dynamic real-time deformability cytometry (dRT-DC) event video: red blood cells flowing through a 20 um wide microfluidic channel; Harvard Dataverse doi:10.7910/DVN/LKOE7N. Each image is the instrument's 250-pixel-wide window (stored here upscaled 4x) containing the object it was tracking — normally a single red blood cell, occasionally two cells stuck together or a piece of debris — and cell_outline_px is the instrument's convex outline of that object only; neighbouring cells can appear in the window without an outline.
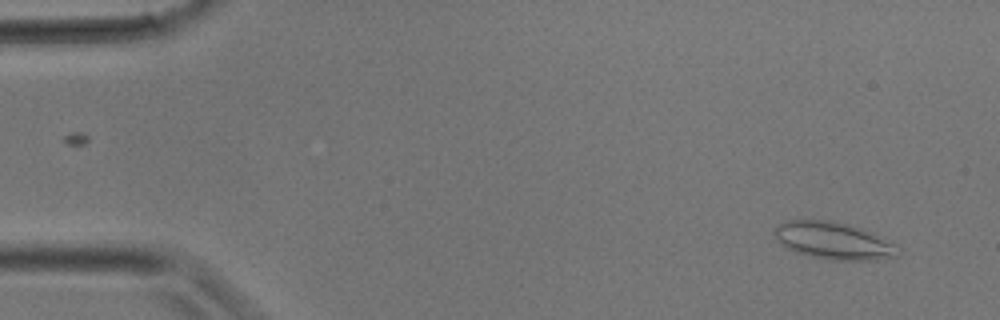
{"species": "common noctule bat (a hibernating species)", "species_latin": "Nyctalus noctula", "temperature_condition": "room temperature", "stored_images_in_passage": 32, "camera_frame_rate_fps": 3000, "um_per_image_px": 0.085, "animal": {"sex": "male", "body_mass_g": 17.9}, "frame": {"image": 1, "passage_image": 2, "time_ms": 0.333, "image_size_px": [1000, 320], "cell_outline_px": [[900, 256], [876, 260], [828, 260], [796, 252], [784, 248], [776, 240], [772, 232], [784, 220], [836, 220], [864, 228], [896, 244], [900, 248]], "centroid_in_image_um": [70.87, 20.45], "position_along_channel_um": 14.1, "area_um2": 27.46}}
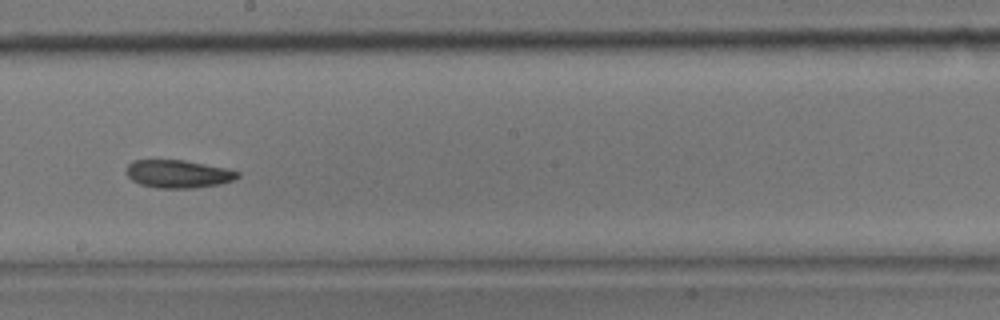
{"frame": {"image": 2, "passage_image": 18, "time_ms": 5.667, "image_size_px": [1000, 320], "cell_outline_px": [[240, 176], [236, 180], [220, 184], [192, 188], [156, 188], [140, 184], [132, 180], [124, 172], [128, 164], [132, 160], [184, 160], [228, 168], [240, 172]], "centroid_in_image_um": [15.16, 14.78], "position_along_channel_um": 233.0, "area_um2": 18.38}}
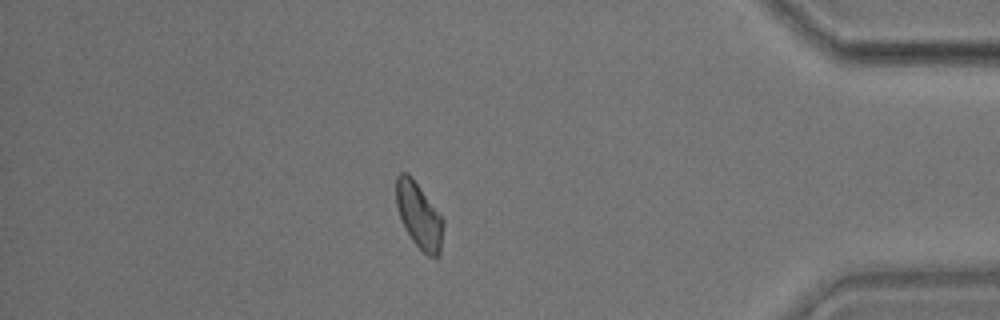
{"frame": {"image": 3, "passage_image": 28, "time_ms": 9.0, "image_size_px": [1000, 320], "cell_outline_px": [[444, 224], [440, 256], [436, 260], [428, 256], [412, 240], [404, 228], [396, 204], [396, 176], [400, 172], [408, 172], [412, 176], [444, 220]], "centroid_in_image_um": [35.63, 18.33], "position_along_channel_um": 399.6, "area_um2": 18.21}}